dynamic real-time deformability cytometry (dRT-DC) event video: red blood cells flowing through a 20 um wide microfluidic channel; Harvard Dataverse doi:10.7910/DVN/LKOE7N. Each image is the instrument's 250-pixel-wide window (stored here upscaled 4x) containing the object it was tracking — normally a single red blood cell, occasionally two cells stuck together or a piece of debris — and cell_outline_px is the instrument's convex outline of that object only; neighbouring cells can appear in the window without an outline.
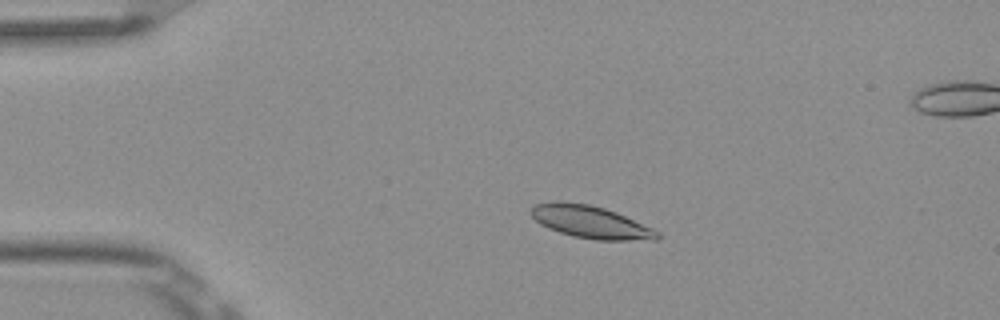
{"species": "Egyptian fruit bat (a non-hibernating species)", "species_latin": "Rousettus aegyptiacus", "temperature_condition": "room temperature", "stored_images_in_passage": 4, "camera_frame_rate_fps": 3000, "um_per_image_px": 0.085, "frame": {"image": 1, "passage_image": 2, "time_ms": 0.333, "image_size_px": [1000, 320], "cell_outline_px": [[660, 236], [656, 240], [596, 240], [572, 236], [548, 228], [540, 224], [528, 212], [536, 204], [552, 200], [560, 200], [588, 204], [604, 208], [616, 212], [652, 228], [660, 232]], "centroid_in_image_um": [50.17, 18.86], "position_along_channel_um": 34.8, "area_um2": 24.04}}